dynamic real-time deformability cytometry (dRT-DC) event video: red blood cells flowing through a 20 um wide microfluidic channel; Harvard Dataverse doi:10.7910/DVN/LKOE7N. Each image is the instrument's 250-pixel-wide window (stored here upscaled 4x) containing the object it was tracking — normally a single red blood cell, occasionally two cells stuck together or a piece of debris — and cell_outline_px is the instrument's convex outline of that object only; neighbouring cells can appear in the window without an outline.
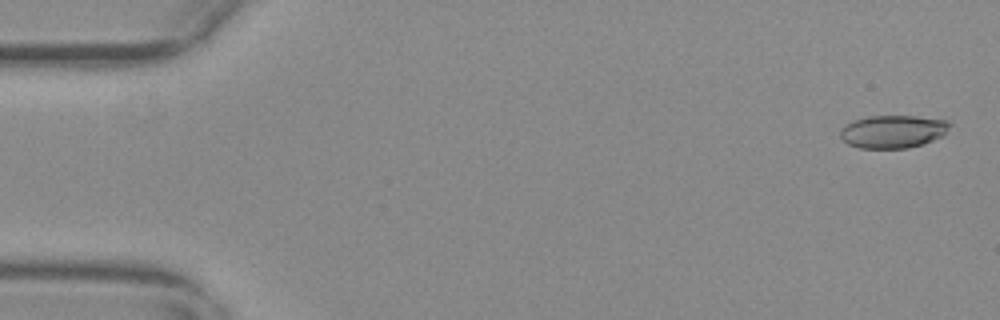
{"species": "common noctule bat (a hibernating species)", "species_latin": "Nyctalus noctula", "temperature_condition": "warm", "stored_images_in_passage": 56, "camera_frame_rate_fps": 3000, "um_per_image_px": 0.085, "animal": {"sex": "female", "body_mass_g": 29.2, "forearm_length_mm": 56.3}, "frame": {"image": 1, "passage_image": 2, "time_ms": 0.333, "image_size_px": [1000, 320], "cell_outline_px": [[952, 124], [940, 136], [924, 144], [908, 148], [860, 148], [848, 144], [840, 136], [840, 128], [844, 124], [852, 120], [868, 116], [916, 116], [948, 120]], "centroid_in_image_um": [75.86, 11.17], "position_along_channel_um": 9.1, "area_um2": 21.04}}
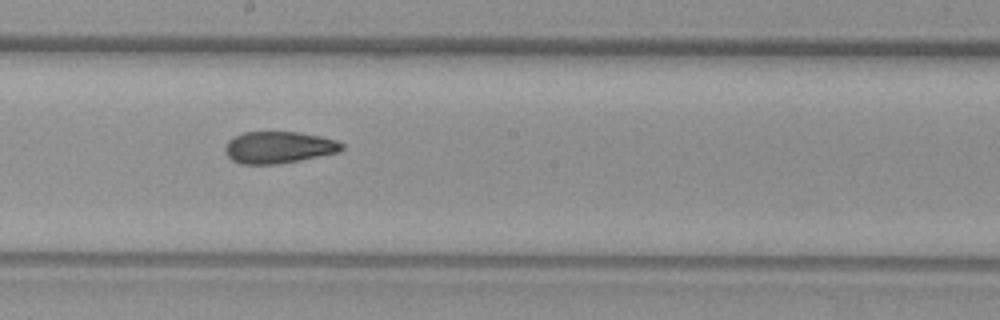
{"frame": {"image": 2, "passage_image": 31, "time_ms": 10.0, "image_size_px": [1000, 320], "cell_outline_px": [[344, 148], [340, 152], [300, 160], [276, 164], [240, 164], [232, 160], [224, 152], [224, 148], [228, 140], [244, 132], [300, 132], [320, 136], [336, 140], [344, 144]], "centroid_in_image_um": [23.69, 12.53], "position_along_channel_um": 224.5, "area_um2": 21.73}}
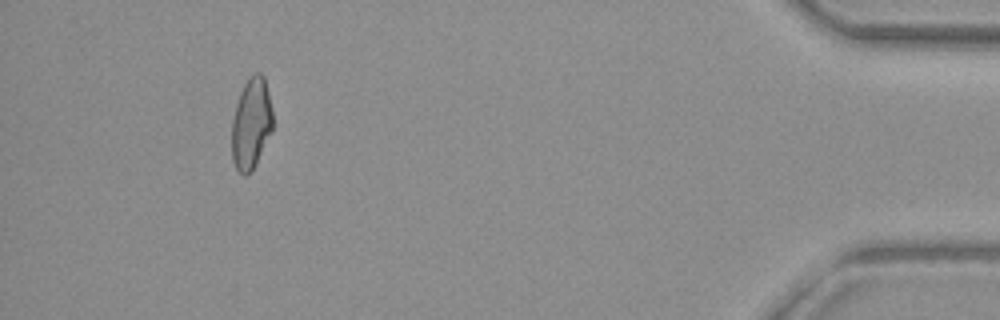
{"frame": {"image": 3, "passage_image": 52, "time_ms": 17.0, "image_size_px": [1000, 320], "cell_outline_px": [[272, 132], [252, 172], [244, 176], [236, 168], [232, 160], [232, 120], [236, 104], [240, 92], [248, 76], [256, 72], [260, 72], [264, 76], [272, 108]], "centroid_in_image_um": [21.35, 10.5], "position_along_channel_um": 413.8, "area_um2": 21.96}, "authors_computed_cell_mechanics": {"area_um2": 21.964, "velocity_mm_per_s": 3.7044, "shape_relaxation_time_tau1_ms": null, "shape_relaxation_time_tau2_ms": 2.9331, "deformation_change_tau1": null, "deformation_change_tau2": 0.1085}}